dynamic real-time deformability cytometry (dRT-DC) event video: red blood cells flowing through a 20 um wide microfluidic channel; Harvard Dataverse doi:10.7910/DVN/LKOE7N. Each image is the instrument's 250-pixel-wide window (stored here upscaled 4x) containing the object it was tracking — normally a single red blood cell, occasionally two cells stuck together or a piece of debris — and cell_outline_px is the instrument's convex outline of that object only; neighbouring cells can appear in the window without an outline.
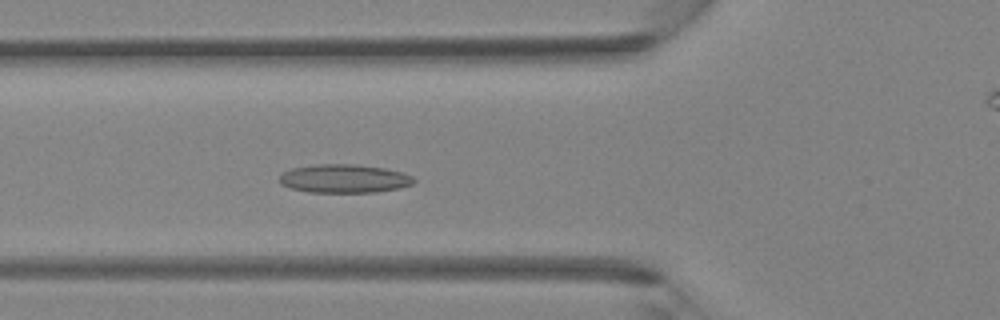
{"species": "Egyptian fruit bat (a non-hibernating species)", "species_latin": "Rousettus aegyptiacus", "temperature_condition": "room temperature", "stored_images_in_passage": 43, "camera_frame_rate_fps": 3000, "um_per_image_px": 0.085, "animal": {"sex": "female"}, "frame": {"image": 1, "passage_image": 16, "time_ms": 5.0, "image_size_px": [1000, 320], "cell_outline_px": [[416, 180], [412, 184], [400, 188], [376, 192], [308, 192], [292, 188], [280, 184], [280, 176], [284, 172], [292, 168], [316, 164], [356, 164], [384, 168], [404, 172], [412, 176]], "centroid_in_image_um": [29.29, 15.18], "position_along_channel_um": 96.5, "area_um2": 22.37}}
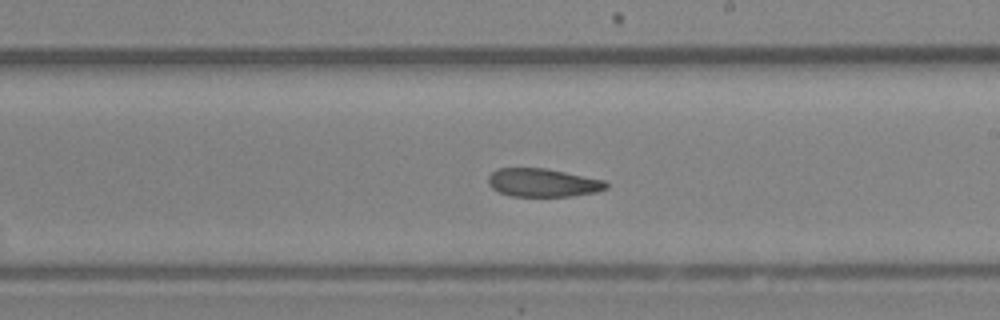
{"frame": {"image": 2, "passage_image": 25, "time_ms": 8.0, "image_size_px": [1000, 320], "cell_outline_px": [[608, 188], [596, 192], [572, 196], [512, 196], [500, 192], [492, 188], [488, 184], [488, 176], [496, 168], [544, 168], [604, 180], [608, 184]], "centroid_in_image_um": [46.13, 15.53], "position_along_channel_um": 242.9, "area_um2": 19.36}}
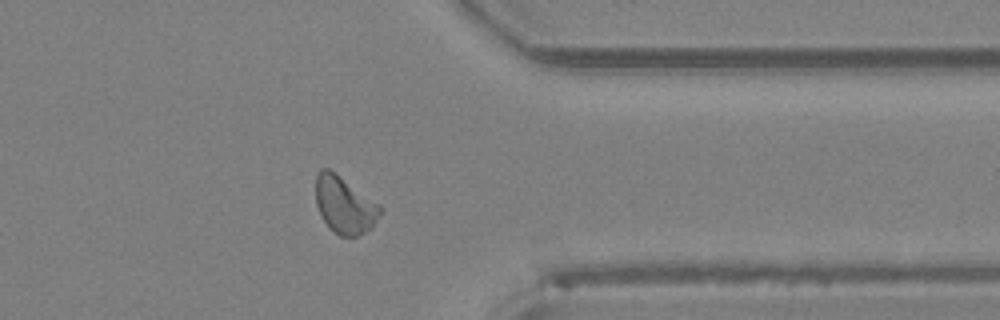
{"frame": {"image": 3, "passage_image": 34, "time_ms": 11.0, "image_size_px": [1000, 320], "cell_outline_px": [[384, 208], [372, 228], [356, 236], [340, 236], [320, 216], [316, 204], [316, 176], [320, 168], [328, 168], [336, 172], [380, 204]], "centroid_in_image_um": [29.3, 17.39], "position_along_channel_um": 382.1, "area_um2": 21.5}}